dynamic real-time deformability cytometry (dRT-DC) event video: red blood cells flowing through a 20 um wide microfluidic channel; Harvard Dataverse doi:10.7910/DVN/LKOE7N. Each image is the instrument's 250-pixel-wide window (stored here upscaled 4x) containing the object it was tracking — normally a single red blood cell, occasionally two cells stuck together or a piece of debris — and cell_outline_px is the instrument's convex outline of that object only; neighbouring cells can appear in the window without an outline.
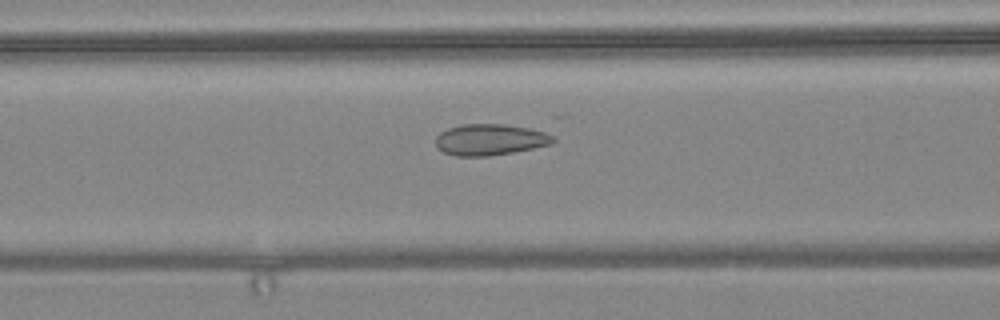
{"species": "common noctule bat (a hibernating species)", "species_latin": "Nyctalus noctula", "temperature_condition": "warm", "stored_images_in_passage": 52, "camera_frame_rate_fps": 3000, "um_per_image_px": 0.085, "animal": {"sex": "female", "body_mass_g": 24.6, "forearm_length_mm": 56.2}, "frame": {"image": 1, "passage_image": 18, "time_ms": 5.667, "image_size_px": [1000, 320], "cell_outline_px": [[556, 140], [552, 144], [512, 152], [488, 156], [456, 156], [444, 152], [436, 148], [436, 136], [440, 132], [448, 128], [460, 124], [504, 124], [528, 128], [544, 132], [552, 136]], "centroid_in_image_um": [41.61, 11.87], "position_along_channel_um": 125.0, "area_um2": 21.33}}
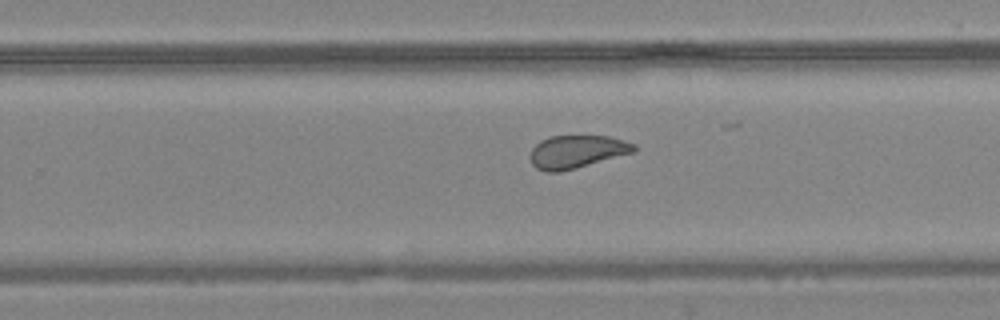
{"frame": {"image": 2, "passage_image": 31, "time_ms": 10.0, "image_size_px": [1000, 320], "cell_outline_px": [[636, 152], [576, 168], [560, 172], [548, 172], [536, 168], [532, 164], [528, 156], [532, 148], [540, 140], [548, 136], [608, 136], [636, 144]], "centroid_in_image_um": [49.01, 12.9], "position_along_channel_um": 280.8, "area_um2": 20.11}}
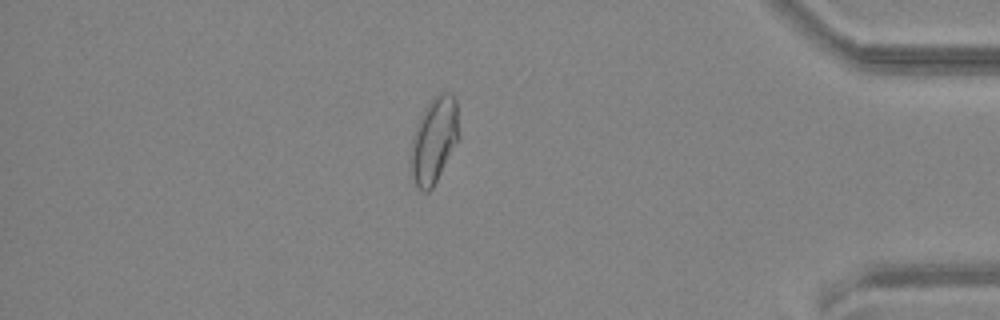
{"frame": {"image": 3, "passage_image": 44, "time_ms": 14.333, "image_size_px": [1000, 320], "cell_outline_px": [[460, 136], [432, 188], [428, 192], [424, 192], [416, 188], [412, 176], [412, 136], [416, 124], [428, 100], [432, 96], [440, 92], [452, 92], [456, 100]], "centroid_in_image_um": [36.91, 11.84], "position_along_channel_um": 398.3, "area_um2": 24.16}, "authors_computed_cell_mechanics": {"area_um2": 22.2819, "velocity_mm_per_s": 3.6053, "shape_relaxation_time_tau1_ms": 9.0559, "shape_relaxation_time_tau2_ms": 1.0723, "deformation_change_tau1": 0.1519, "deformation_change_tau2": 0.058}}